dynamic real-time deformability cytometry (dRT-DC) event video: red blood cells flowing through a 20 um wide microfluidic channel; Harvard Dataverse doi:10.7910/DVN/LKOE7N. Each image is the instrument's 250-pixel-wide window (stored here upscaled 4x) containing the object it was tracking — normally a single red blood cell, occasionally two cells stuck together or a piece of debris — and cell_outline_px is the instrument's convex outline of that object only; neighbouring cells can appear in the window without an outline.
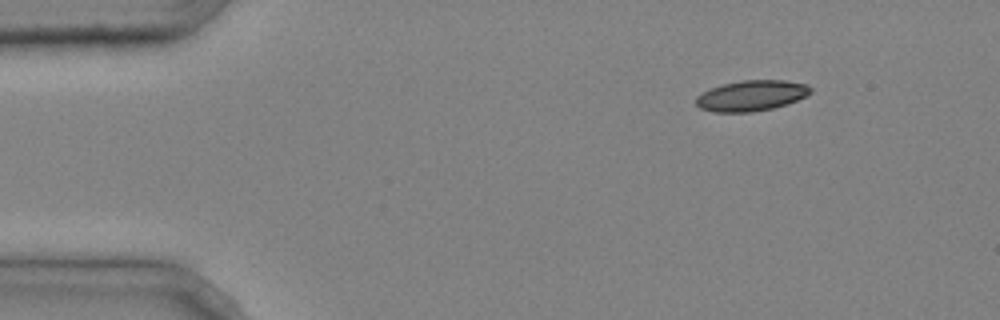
{"species": "common noctule bat (a hibernating species)", "species_latin": "Nyctalus noctula", "temperature_condition": "cold", "stored_images_in_passage": 5, "segment_of_instrument_passage": [2, 2], "camera_frame_rate_fps": 3000, "um_per_image_px": 0.085, "animal": {"sex": "male", "body_mass_g": 20.4}, "frame": {"image": 1, "passage_image": 5, "time_ms": 1.333, "image_size_px": [1000, 320], "cell_outline_px": [[812, 92], [788, 104], [772, 108], [752, 112], [712, 112], [700, 108], [696, 104], [696, 96], [708, 88], [740, 80], [784, 80], [808, 84], [812, 88]], "centroid_in_image_um": [63.85, 8.12], "position_along_channel_um": 21.1, "area_um2": 20.58}}